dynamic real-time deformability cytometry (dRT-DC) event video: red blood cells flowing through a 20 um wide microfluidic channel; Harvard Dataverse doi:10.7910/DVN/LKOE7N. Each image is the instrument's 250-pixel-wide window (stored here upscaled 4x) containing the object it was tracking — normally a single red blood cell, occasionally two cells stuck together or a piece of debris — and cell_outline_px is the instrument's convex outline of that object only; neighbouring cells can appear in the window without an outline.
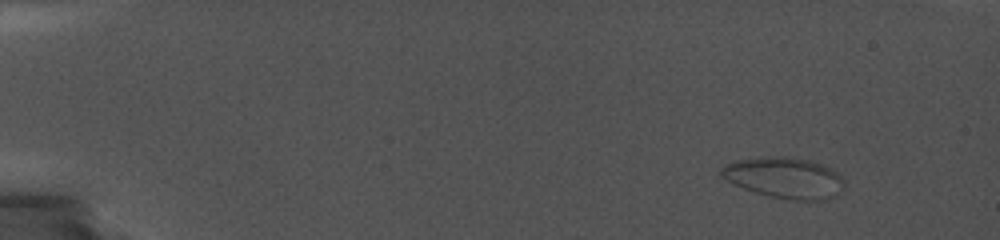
{"species": "common noctule bat (a hibernating species)", "species_latin": "Nyctalus noctula", "temperature_condition": "cold", "stored_images_in_passage": 45, "camera_frame_rate_fps": 5000, "um_per_image_px": 0.085, "animal": {"sex": "female", "body_mass_g": 19.0, "forearm_length_mm": 56.7}, "frame": {"image": 1, "passage_image": 1, "time_ms": 0.0, "image_size_px": [1000, 240], "cell_outline_px": [[844, 192], [836, 196], [804, 200], [772, 196], [736, 184], [720, 176], [720, 168], [728, 164], [740, 160], [780, 156], [784, 156], [804, 160], [820, 164], [828, 168], [840, 176], [844, 184]], "centroid_in_image_um": [66.71, 15.1], "position_along_channel_um": 18.3, "area_um2": 27.92}}
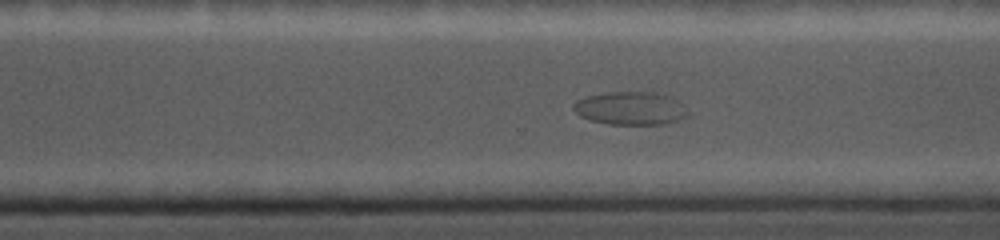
{"frame": {"image": 2, "passage_image": 32, "time_ms": 13.0, "image_size_px": [1000, 240], "cell_outline_px": [[688, 116], [668, 124], [608, 124], [588, 120], [580, 116], [572, 108], [572, 104], [576, 100], [584, 96], [604, 92], [656, 92], [668, 96], [676, 100], [688, 112]], "centroid_in_image_um": [53.53, 9.2], "position_along_channel_um": 317.1, "area_um2": 22.25}}
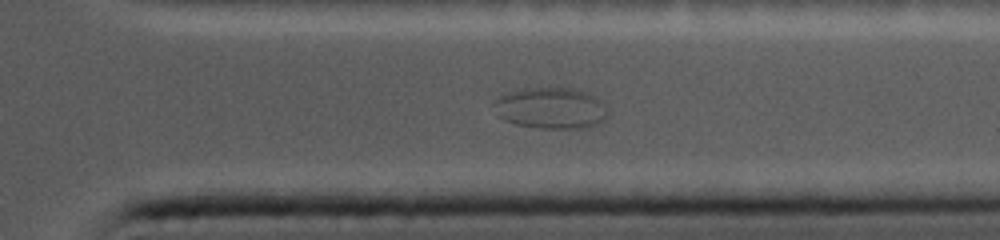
{"frame": {"image": 3, "passage_image": 36, "time_ms": 14.4, "image_size_px": [1000, 240], "cell_outline_px": [[608, 116], [600, 124], [588, 128], [540, 128], [516, 124], [504, 120], [496, 116], [492, 104], [492, 100], [508, 92], [524, 88], [576, 88], [588, 92], [596, 96], [604, 104], [608, 112]], "centroid_in_image_um": [46.82, 9.19], "position_along_channel_um": 364.6, "area_um2": 27.98}}